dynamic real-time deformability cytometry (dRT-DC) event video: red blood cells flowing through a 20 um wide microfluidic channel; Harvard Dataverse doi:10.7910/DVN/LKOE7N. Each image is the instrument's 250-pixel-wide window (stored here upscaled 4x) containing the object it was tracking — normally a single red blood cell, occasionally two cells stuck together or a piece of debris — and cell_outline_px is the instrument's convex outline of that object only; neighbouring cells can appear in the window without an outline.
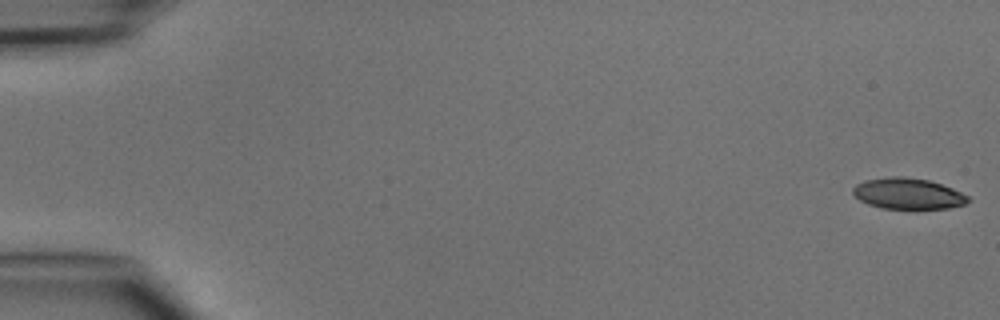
{"species": "common noctule bat (a hibernating species)", "species_latin": "Nyctalus noctula", "temperature_condition": "cold", "stored_images_in_passage": 7, "camera_frame_rate_fps": 3000, "um_per_image_px": 0.085, "animal": {"sex": "male", "body_mass_g": 15.6}, "frame": {"image": 1, "passage_image": 1, "time_ms": 0.0, "image_size_px": [1000, 320], "cell_outline_px": [[968, 200], [964, 204], [948, 208], [884, 208], [868, 204], [860, 200], [852, 192], [852, 188], [856, 184], [864, 180], [892, 176], [904, 176], [928, 180], [952, 188], [968, 196]], "centroid_in_image_um": [77.14, 16.44], "position_along_channel_um": 7.9, "area_um2": 20.52}}
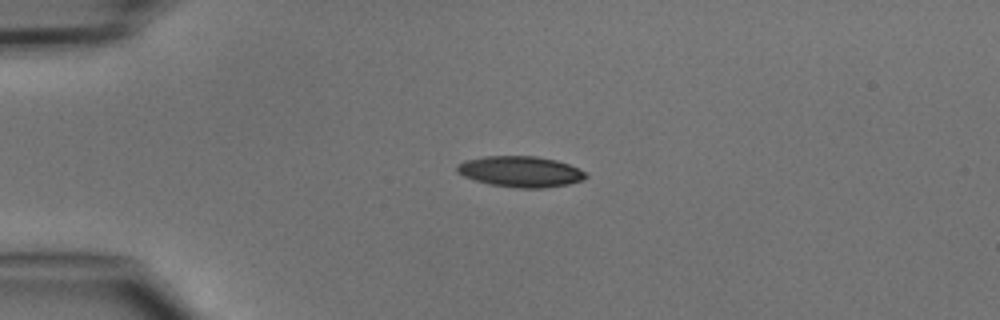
{"frame": {"image": 2, "passage_image": 4, "time_ms": 3.667, "image_size_px": [1000, 320], "cell_outline_px": [[588, 176], [584, 180], [568, 184], [544, 188], [516, 188], [492, 184], [476, 180], [464, 176], [456, 172], [456, 164], [464, 160], [484, 156], [536, 156], [556, 160], [568, 164], [584, 172]], "centroid_in_image_um": [44.22, 14.58], "position_along_channel_um": 40.8, "area_um2": 23.12}}